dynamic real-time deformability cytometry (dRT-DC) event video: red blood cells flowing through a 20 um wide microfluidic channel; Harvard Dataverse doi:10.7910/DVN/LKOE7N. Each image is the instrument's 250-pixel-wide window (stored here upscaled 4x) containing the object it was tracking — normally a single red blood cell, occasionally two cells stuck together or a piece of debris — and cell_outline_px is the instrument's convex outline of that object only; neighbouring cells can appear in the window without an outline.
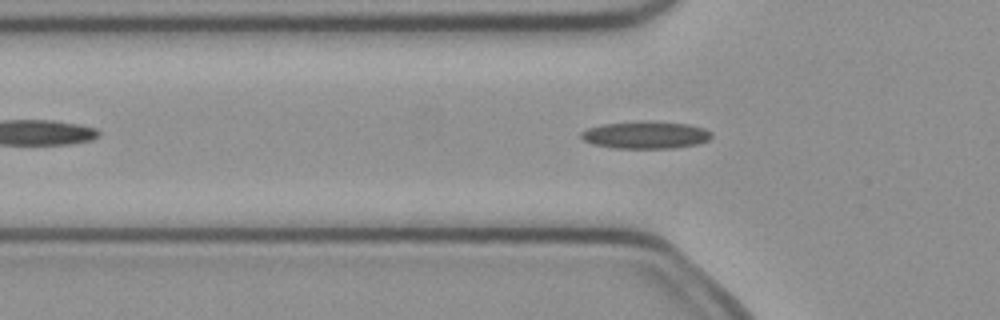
{"species": "common noctule bat (a hibernating species)", "species_latin": "Nyctalus noctula", "temperature_condition": "cold", "stored_images_in_passage": 47, "camera_frame_rate_fps": 3000, "um_per_image_px": 0.085, "animal": {"sex": "female", "body_mass_g": 21.9}, "frame": {"image": 1, "passage_image": 12, "time_ms": 3.667, "image_size_px": [1000, 320], "cell_outline_px": [[712, 136], [708, 140], [696, 144], [672, 148], [612, 148], [592, 144], [584, 140], [580, 136], [580, 132], [588, 128], [600, 124], [636, 120], [652, 120], [688, 124], [704, 128], [712, 132]], "centroid_in_image_um": [54.85, 11.45], "position_along_channel_um": 71.0, "area_um2": 21.21}}
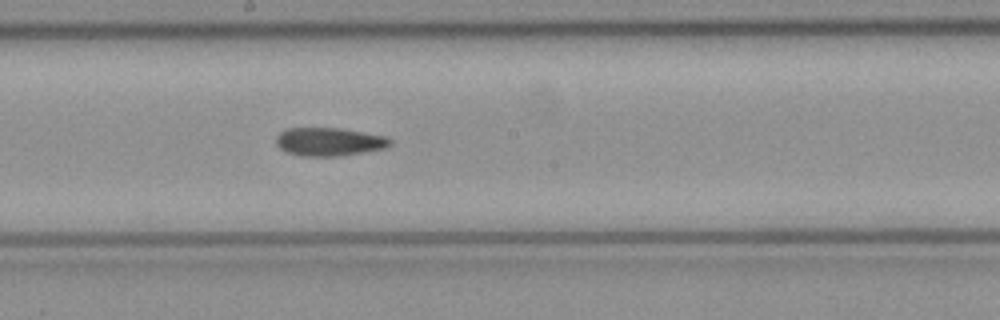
{"frame": {"image": 2, "passage_image": 23, "time_ms": 7.333, "image_size_px": [1000, 320], "cell_outline_px": [[392, 144], [384, 148], [364, 152], [340, 156], [300, 156], [284, 152], [276, 144], [276, 136], [284, 128], [340, 128], [384, 136], [392, 140]], "centroid_in_image_um": [27.93, 12.05], "position_along_channel_um": 220.3, "area_um2": 18.9}}
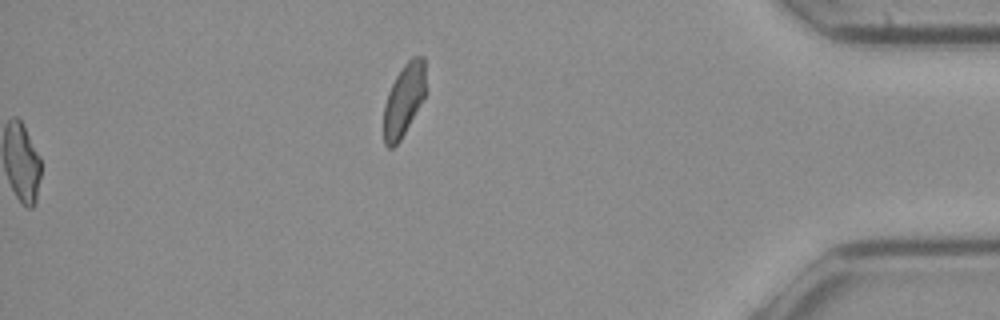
{"frame": {"image": 3, "passage_image": 47, "time_ms": 15.333, "image_size_px": [1000, 320], "cell_outline_px": [[424, 96], [400, 140], [392, 148], [388, 148], [384, 144], [384, 104], [388, 92], [396, 76], [404, 64], [412, 56], [424, 56]], "centroid_in_image_um": [34.29, 8.49], "position_along_channel_um": 400.9, "area_um2": 17.22}, "authors_computed_cell_mechanics": {"area_um2": 18.9006, "velocity_mm_per_s": 4.0329, "shape_relaxation_time_tau1_ms": 7.5706, "shape_relaxation_time_tau2_ms": 4.173, "deformation_change_tau1": 0.1811, "deformation_change_tau2": 0.1298}}